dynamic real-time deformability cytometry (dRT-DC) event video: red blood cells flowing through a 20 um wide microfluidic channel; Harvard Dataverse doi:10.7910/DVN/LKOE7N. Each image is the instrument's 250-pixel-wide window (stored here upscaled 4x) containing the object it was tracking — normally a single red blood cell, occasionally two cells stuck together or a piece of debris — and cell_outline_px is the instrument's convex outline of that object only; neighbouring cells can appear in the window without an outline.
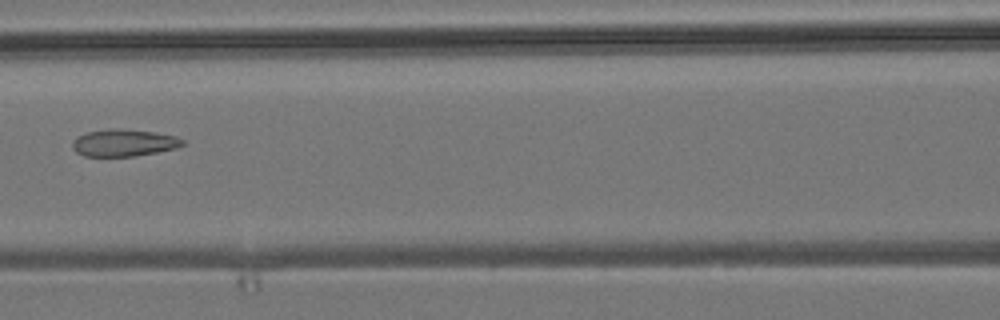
{"species": "common noctule bat (a hibernating species)", "species_latin": "Nyctalus noctula", "temperature_condition": "room temperature", "stored_images_in_passage": 7, "camera_frame_rate_fps": 3000, "um_per_image_px": 0.085, "animal": {"sex": "male", "body_mass_g": 19.2, "forearm_length_mm": 51.8}, "frame": {"image": 1, "passage_image": 7, "time_ms": 7.333, "image_size_px": [1000, 320], "cell_outline_px": [[184, 144], [176, 148], [136, 156], [84, 156], [76, 152], [72, 148], [72, 140], [88, 132], [112, 128], [156, 132], [176, 136], [184, 140]], "centroid_in_image_um": [10.53, 12.14], "position_along_channel_um": 156.1, "area_um2": 17.28}}